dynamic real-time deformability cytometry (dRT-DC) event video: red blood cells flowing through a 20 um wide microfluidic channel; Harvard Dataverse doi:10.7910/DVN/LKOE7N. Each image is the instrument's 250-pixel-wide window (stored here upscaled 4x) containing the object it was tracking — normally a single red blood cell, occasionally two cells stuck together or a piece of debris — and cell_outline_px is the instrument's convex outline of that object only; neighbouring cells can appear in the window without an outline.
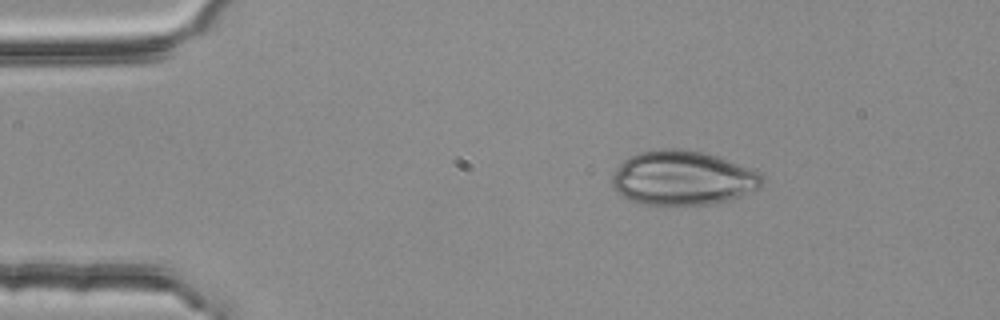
{"species": "common noctule bat (a hibernating species)", "species_latin": "Nyctalus noctula", "temperature_condition": "room temperature", "stored_images_in_passage": 3, "camera_frame_rate_fps": 3000, "um_per_image_px": 0.085, "animal": {"sex": "female", "body_mass_g": 25.1}, "frame": {"image": 1, "passage_image": 3, "time_ms": 0.667, "image_size_px": [1000, 320], "cell_outline_px": [[764, 184], [760, 188], [732, 200], [712, 204], [668, 208], [664, 208], [644, 204], [632, 200], [624, 196], [612, 188], [612, 176], [616, 168], [624, 160], [640, 152], [660, 148], [680, 148], [704, 152], [716, 156], [748, 168], [756, 172], [764, 180]], "centroid_in_image_um": [58.01, 15.18], "position_along_channel_um": 27.0, "area_um2": 48.32}}